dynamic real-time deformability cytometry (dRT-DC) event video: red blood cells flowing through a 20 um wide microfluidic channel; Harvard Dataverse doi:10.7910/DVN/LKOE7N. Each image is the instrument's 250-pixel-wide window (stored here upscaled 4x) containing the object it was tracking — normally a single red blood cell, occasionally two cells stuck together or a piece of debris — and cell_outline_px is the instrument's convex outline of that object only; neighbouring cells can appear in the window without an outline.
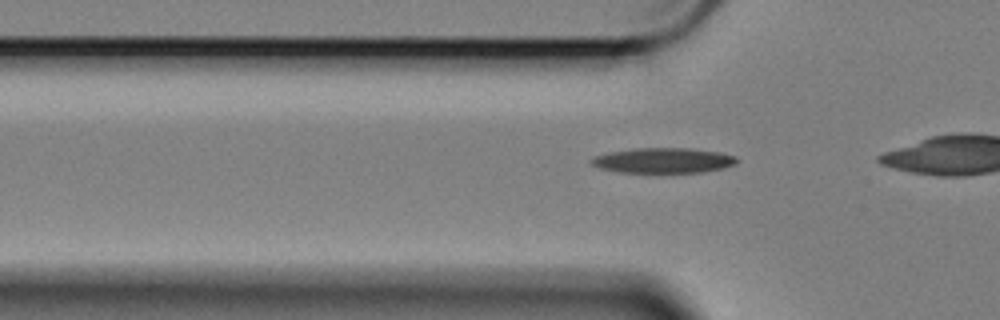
{"species": "Egyptian fruit bat (a non-hibernating species)", "species_latin": "Rousettus aegyptiacus", "temperature_condition": "cold", "stored_images_in_passage": 38, "camera_frame_rate_fps": 3000, "um_per_image_px": 0.085, "animal": {"sex": "female"}, "frame": {"image": 1, "passage_image": 10, "time_ms": 3.0, "image_size_px": [1000, 320], "cell_outline_px": [[740, 160], [736, 164], [724, 168], [704, 172], [616, 172], [600, 168], [592, 164], [588, 160], [592, 156], [608, 152], [636, 148], [692, 148], [720, 152], [736, 156]], "centroid_in_image_um": [56.39, 13.63], "position_along_channel_um": 69.4, "area_um2": 21.62}}
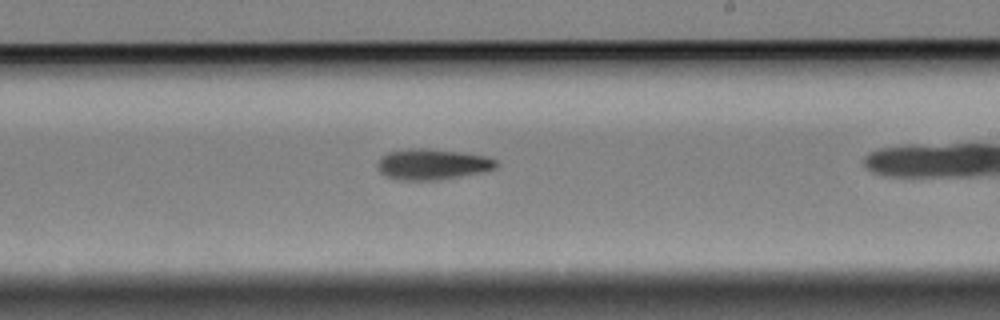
{"frame": {"image": 2, "passage_image": 26, "time_ms": 8.333, "image_size_px": [1000, 320], "cell_outline_px": [[500, 164], [496, 168], [480, 172], [460, 176], [436, 180], [396, 180], [384, 176], [376, 168], [376, 164], [380, 156], [388, 152], [408, 148], [428, 148], [460, 152], [488, 156], [496, 160]], "centroid_in_image_um": [36.7, 13.96], "position_along_channel_um": 252.3, "area_um2": 21.62}}
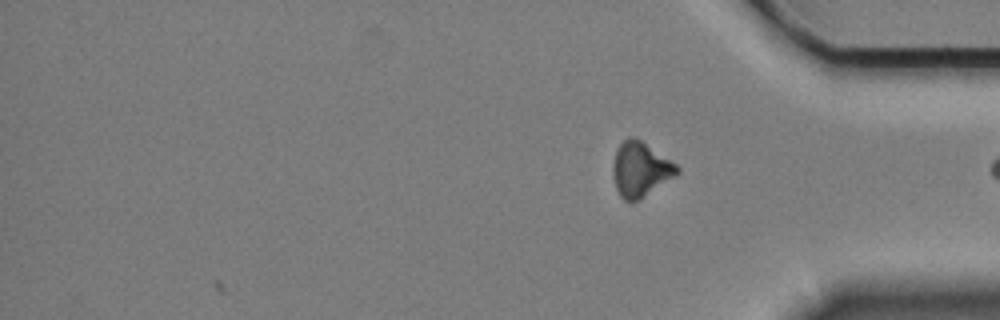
{"frame": {"image": 3, "passage_image": 38, "time_ms": 12.333, "image_size_px": [1000, 320], "cell_outline_px": [[680, 172], [676, 176], [640, 200], [624, 200], [620, 196], [616, 188], [612, 176], [612, 164], [616, 148], [628, 136], [632, 136], [640, 140], [676, 164], [680, 168]], "centroid_in_image_um": [54.42, 14.4], "position_along_channel_um": 380.8, "area_um2": 20.52}, "authors_computed_cell_mechanics": {"area_um2": 20.8947, "velocity_mm_per_s": 3.4109, "shape_relaxation_time_tau1_ms": 5.3952, "shape_relaxation_time_tau2_ms": 7.0709, "deformation_change_tau1": 0.1344, "deformation_change_tau2": 0.1458}}